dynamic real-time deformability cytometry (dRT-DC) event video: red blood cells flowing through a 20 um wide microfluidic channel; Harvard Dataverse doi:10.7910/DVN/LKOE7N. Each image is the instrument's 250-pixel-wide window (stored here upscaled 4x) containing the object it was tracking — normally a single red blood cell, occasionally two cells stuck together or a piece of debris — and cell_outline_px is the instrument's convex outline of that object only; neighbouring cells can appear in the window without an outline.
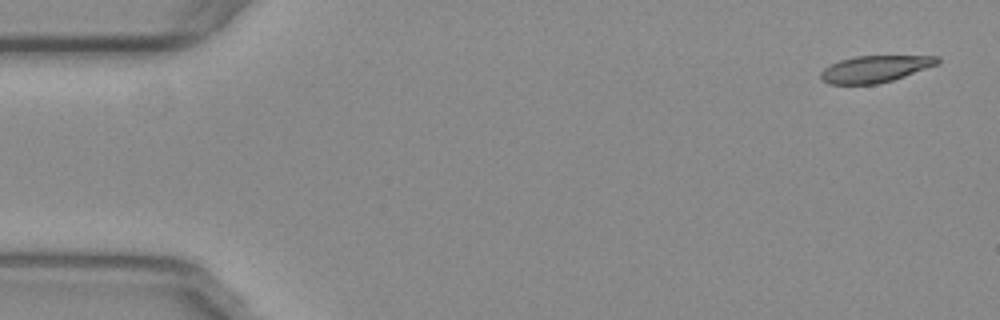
{"species": "common noctule bat (a hibernating species)", "species_latin": "Nyctalus noctula", "temperature_condition": "warm", "stored_images_in_passage": 53, "camera_frame_rate_fps": 3000, "um_per_image_px": 0.085, "animal": {"sex": "female", "body_mass_g": 29.2, "forearm_length_mm": 56.3}, "frame": {"image": 1, "passage_image": 1, "time_ms": 0.0, "image_size_px": [1000, 320], "cell_outline_px": [[940, 64], [892, 80], [876, 84], [828, 84], [820, 80], [820, 72], [828, 64], [840, 60], [856, 56], [940, 56]], "centroid_in_image_um": [74.36, 5.86], "position_along_channel_um": 10.6, "area_um2": 18.32}}
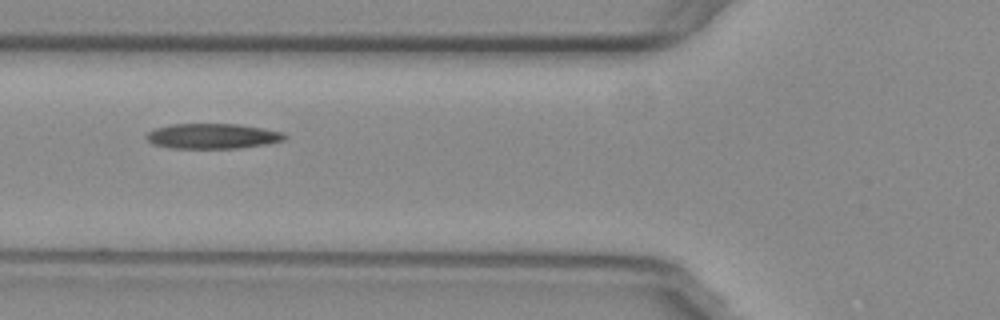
{"frame": {"image": 2, "passage_image": 19, "time_ms": 6.0, "image_size_px": [1000, 320], "cell_outline_px": [[288, 136], [284, 140], [268, 144], [240, 148], [168, 148], [152, 144], [144, 136], [148, 132], [156, 128], [172, 124], [240, 124], [264, 128], [284, 132]], "centroid_in_image_um": [18.09, 11.57], "position_along_channel_um": 107.7, "area_um2": 20.52}}
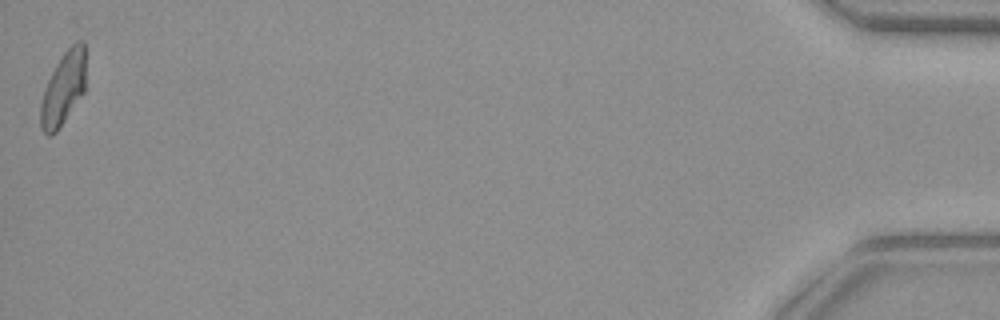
{"frame": {"image": 3, "passage_image": 53, "time_ms": 17.333, "image_size_px": [1000, 320], "cell_outline_px": [[84, 92], [56, 132], [52, 136], [48, 136], [40, 128], [40, 104], [44, 88], [56, 64], [64, 52], [72, 44], [80, 40], [84, 40]], "centroid_in_image_um": [5.35, 7.55], "position_along_channel_um": 429.9, "area_um2": 19.02}, "authors_computed_cell_mechanics": {"area_um2": 19.9988, "velocity_mm_per_s": 3.7699, "shape_relaxation_time_tau1_ms": null, "shape_relaxation_time_tau2_ms": 4.4291, "deformation_change_tau1": null, "deformation_change_tau2": 0.1205}}